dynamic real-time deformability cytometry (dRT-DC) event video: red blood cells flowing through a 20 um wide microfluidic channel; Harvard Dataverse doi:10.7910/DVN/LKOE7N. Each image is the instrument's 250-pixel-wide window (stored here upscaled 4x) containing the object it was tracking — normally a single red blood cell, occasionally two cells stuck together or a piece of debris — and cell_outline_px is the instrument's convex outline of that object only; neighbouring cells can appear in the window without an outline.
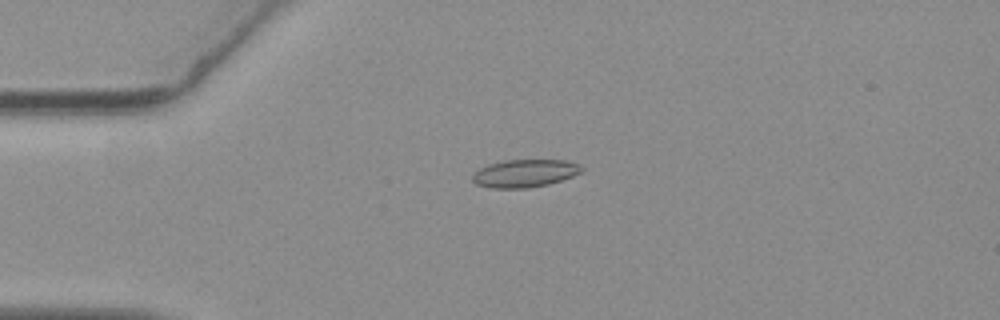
{"species": "common noctule bat (a hibernating species)", "species_latin": "Nyctalus noctula", "temperature_condition": "warm", "stored_images_in_passage": 26, "camera_frame_rate_fps": 3000, "um_per_image_px": 0.085, "animal": {"sex": "female", "body_mass_g": 19.3, "forearm_length_mm": 54.1}, "frame": {"image": 1, "passage_image": 6, "time_ms": 1.667, "image_size_px": [1000, 320], "cell_outline_px": [[584, 168], [580, 172], [572, 176], [548, 184], [528, 188], [488, 188], [476, 184], [472, 180], [472, 176], [480, 168], [488, 164], [504, 160], [564, 160], [580, 164]], "centroid_in_image_um": [44.59, 14.73], "position_along_channel_um": 40.4, "area_um2": 17.63}}
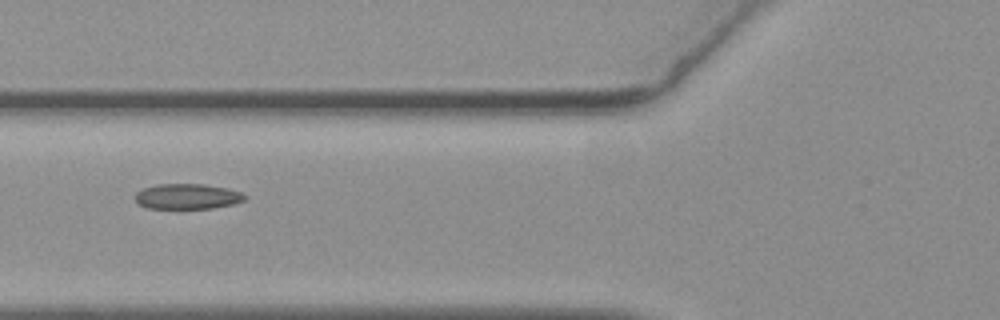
{"frame": {"image": 2, "passage_image": 14, "time_ms": 4.333, "image_size_px": [1000, 320], "cell_outline_px": [[248, 196], [244, 200], [232, 204], [212, 208], [148, 208], [140, 204], [136, 200], [136, 192], [144, 188], [156, 184], [204, 184], [228, 188], [240, 192]], "centroid_in_image_um": [15.95, 16.69], "position_along_channel_um": 109.9, "area_um2": 16.07}}
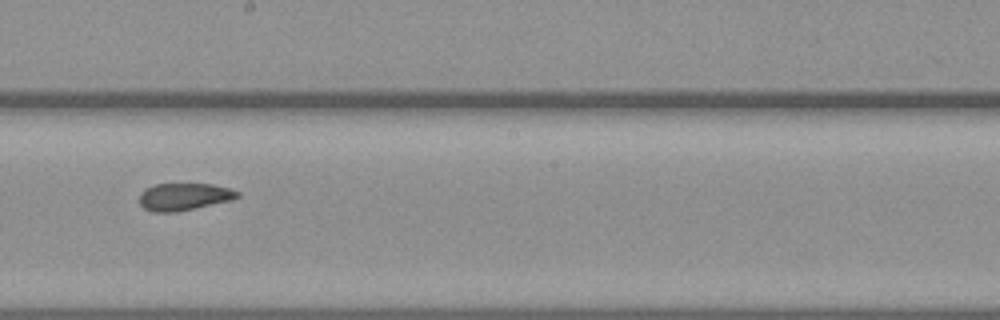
{"frame": {"image": 3, "passage_image": 24, "time_ms": 7.667, "image_size_px": [1000, 320], "cell_outline_px": [[240, 196], [232, 200], [176, 212], [152, 212], [144, 208], [140, 204], [140, 192], [144, 188], [156, 184], [212, 184], [228, 188], [240, 192]], "centroid_in_image_um": [15.63, 16.72], "position_along_channel_um": 232.6, "area_um2": 15.61}}